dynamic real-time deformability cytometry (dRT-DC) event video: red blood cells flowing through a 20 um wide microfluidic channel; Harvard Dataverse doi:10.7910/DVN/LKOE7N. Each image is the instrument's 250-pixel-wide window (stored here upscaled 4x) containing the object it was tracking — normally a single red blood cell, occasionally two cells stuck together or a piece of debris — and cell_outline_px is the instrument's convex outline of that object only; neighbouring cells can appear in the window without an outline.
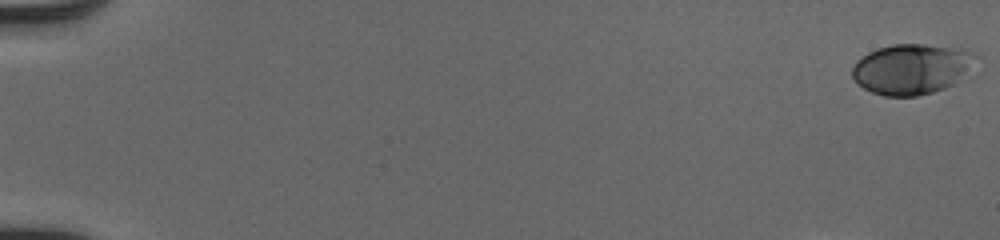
{"species": "human", "species_latin": "Homo sapiens", "temperature_condition": "cold", "stored_images_in_passage": 13, "camera_frame_rate_fps": 3000, "um_per_image_px": 0.085, "donor": {"sex": "male"}, "frame": {"image": 1, "passage_image": 1, "time_ms": 0.0, "image_size_px": [1000, 240], "cell_outline_px": [[980, 56], [952, 84], [944, 88], [932, 92], [916, 96], [884, 96], [872, 92], [856, 84], [852, 76], [852, 68], [856, 60], [868, 52], [876, 48], [892, 44], [924, 44], [964, 48], [976, 52]], "centroid_in_image_um": [77.45, 5.84], "position_along_channel_um": 7.5, "area_um2": 36.36}}